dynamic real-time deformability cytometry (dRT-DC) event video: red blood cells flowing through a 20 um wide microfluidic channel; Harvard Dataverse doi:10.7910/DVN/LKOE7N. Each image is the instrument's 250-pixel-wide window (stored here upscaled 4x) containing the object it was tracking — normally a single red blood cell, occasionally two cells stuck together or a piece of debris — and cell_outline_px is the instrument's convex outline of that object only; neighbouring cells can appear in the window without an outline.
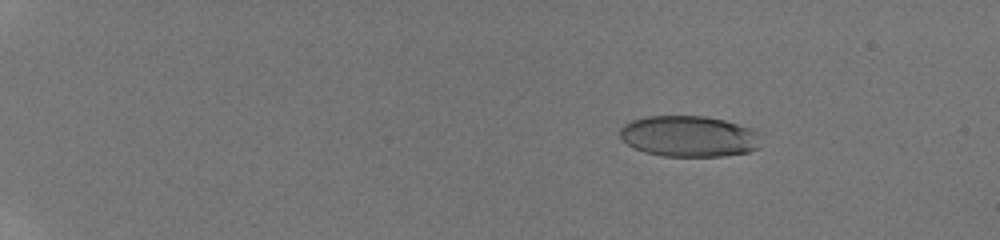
{"species": "human", "species_latin": "Homo sapiens", "temperature_condition": "room temperature", "stored_images_in_passage": 16, "camera_frame_rate_fps": 3000, "um_per_image_px": 0.085, "donor": {"sex": "male"}, "frame": {"image": 1, "passage_image": 6, "time_ms": 3.333, "image_size_px": [1000, 240], "cell_outline_px": [[760, 148], [748, 152], [724, 156], [664, 156], [644, 152], [620, 140], [620, 128], [624, 124], [632, 120], [648, 116], [704, 116], [724, 120], [752, 128], [756, 132]], "centroid_in_image_um": [58.54, 11.59], "position_along_channel_um": 26.5, "area_um2": 33.7}}
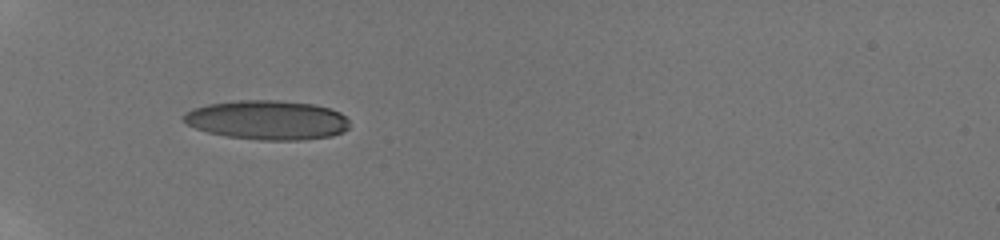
{"frame": {"image": 2, "passage_image": 12, "time_ms": 7.333, "image_size_px": [1000, 240], "cell_outline_px": [[348, 128], [344, 132], [332, 136], [300, 140], [260, 140], [224, 136], [208, 132], [196, 128], [188, 124], [180, 116], [184, 112], [192, 108], [208, 104], [240, 100], [276, 100], [312, 104], [332, 108], [340, 112], [348, 120]], "centroid_in_image_um": [22.71, 10.2], "position_along_channel_um": 62.3, "area_um2": 38.21}}
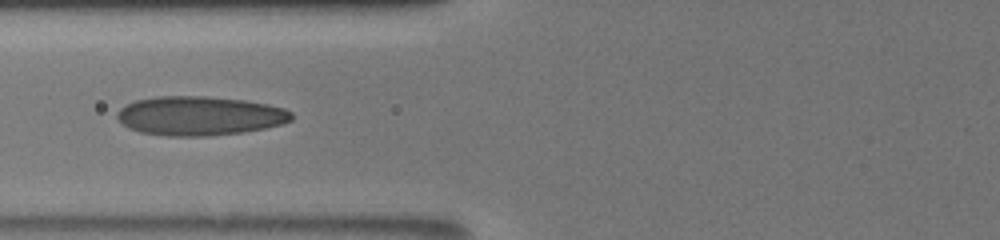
{"frame": {"image": 3, "passage_image": 15, "time_ms": 9.0, "image_size_px": [1000, 240], "cell_outline_px": [[292, 120], [280, 124], [264, 128], [240, 132], [208, 136], [168, 136], [140, 132], [128, 128], [116, 116], [116, 112], [120, 108], [136, 100], [156, 96], [208, 96], [244, 100], [268, 104], [284, 108], [292, 112]], "centroid_in_image_um": [16.95, 9.84], "position_along_channel_um": 108.8, "area_um2": 39.71}}